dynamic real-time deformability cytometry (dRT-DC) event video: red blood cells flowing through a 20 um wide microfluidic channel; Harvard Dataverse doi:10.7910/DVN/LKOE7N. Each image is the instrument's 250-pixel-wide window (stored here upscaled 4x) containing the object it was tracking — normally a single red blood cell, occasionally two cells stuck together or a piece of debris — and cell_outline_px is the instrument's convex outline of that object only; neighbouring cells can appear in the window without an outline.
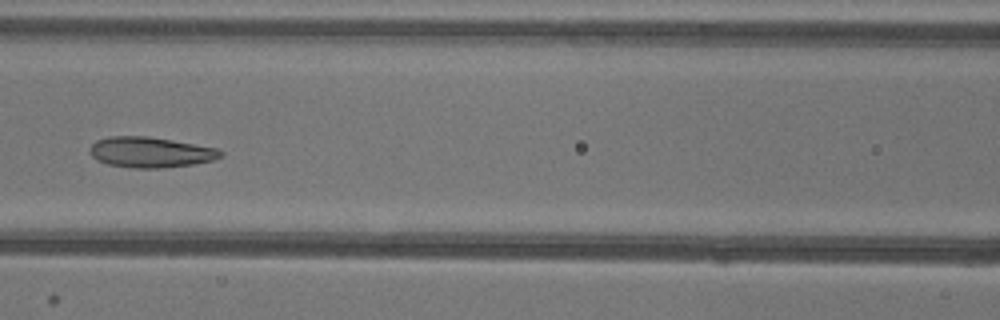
{"species": "common noctule bat (a hibernating species)", "species_latin": "Nyctalus noctula", "temperature_condition": "warm", "stored_images_in_passage": 41, "camera_frame_rate_fps": 3000, "um_per_image_px": 0.085, "animal": {"sex": "female"}, "frame": {"image": 1, "passage_image": 12, "time_ms": 3.667, "image_size_px": [1000, 320], "cell_outline_px": [[224, 156], [212, 160], [192, 164], [160, 168], [132, 168], [108, 164], [96, 160], [88, 152], [88, 148], [96, 140], [112, 136], [148, 136], [172, 140], [216, 148], [224, 152]], "centroid_in_image_um": [12.76, 12.94], "position_along_channel_um": 153.8, "area_um2": 23.29}}
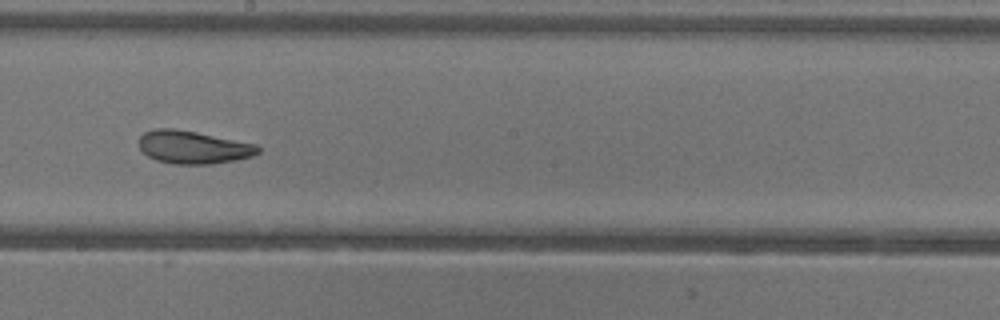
{"frame": {"image": 2, "passage_image": 18, "time_ms": 5.667, "image_size_px": [1000, 320], "cell_outline_px": [[260, 152], [252, 156], [236, 160], [212, 164], [172, 164], [156, 160], [148, 156], [140, 148], [140, 136], [144, 132], [156, 128], [172, 128], [196, 132], [256, 144], [260, 148]], "centroid_in_image_um": [16.42, 12.52], "position_along_channel_um": 231.8, "area_um2": 22.77}}
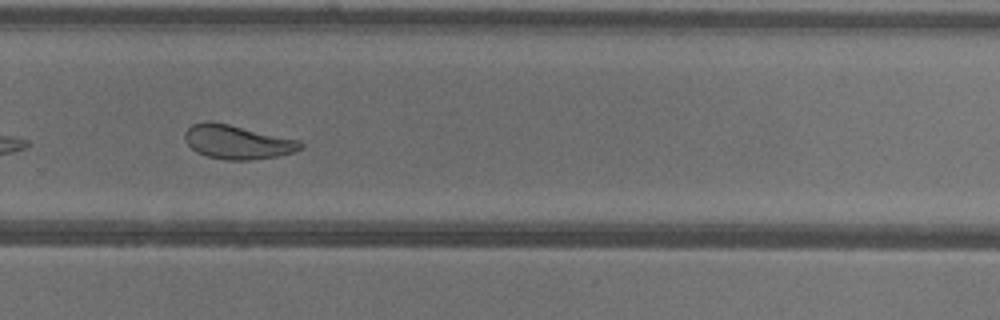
{"frame": {"image": 3, "passage_image": 24, "time_ms": 7.667, "image_size_px": [1000, 320], "cell_outline_px": [[304, 148], [280, 156], [252, 160], [224, 160], [208, 156], [196, 152], [188, 144], [184, 136], [184, 132], [192, 124], [204, 120], [208, 120], [228, 124], [300, 140], [304, 144]], "centroid_in_image_um": [20.18, 12.07], "position_along_channel_um": 309.6, "area_um2": 23.06}, "authors_computed_cell_mechanics": {"area_um2": 23.987, "velocity_mm_per_s": 3.9053, "shape_relaxation_time_tau1_ms": null, "shape_relaxation_time_tau2_ms": 1.9333, "deformation_change_tau1": null, "deformation_change_tau2": 0.0806}}